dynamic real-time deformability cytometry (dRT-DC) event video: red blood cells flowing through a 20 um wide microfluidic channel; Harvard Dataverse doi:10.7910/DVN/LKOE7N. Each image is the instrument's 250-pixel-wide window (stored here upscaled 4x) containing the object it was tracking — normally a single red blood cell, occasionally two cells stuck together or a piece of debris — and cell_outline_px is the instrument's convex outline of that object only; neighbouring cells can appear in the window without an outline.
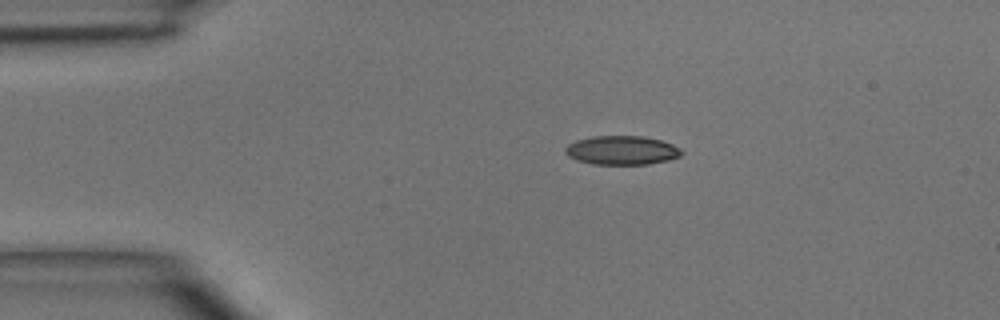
{"species": "common noctule bat (a hibernating species)", "species_latin": "Nyctalus noctula", "temperature_condition": "room temperature", "stored_images_in_passage": 2, "camera_frame_rate_fps": 3000, "um_per_image_px": 0.085, "animal": {"sex": "male", "body_mass_g": 15.6}, "frame": {"image": 1, "passage_image": 1, "time_ms": 0.0, "image_size_px": [1000, 320], "cell_outline_px": [[684, 152], [680, 156], [668, 160], [648, 164], [592, 164], [576, 160], [568, 156], [564, 152], [564, 148], [568, 144], [576, 140], [592, 136], [644, 136], [660, 140], [672, 144], [680, 148]], "centroid_in_image_um": [52.84, 12.77], "position_along_channel_um": 32.2, "area_um2": 19.71}}